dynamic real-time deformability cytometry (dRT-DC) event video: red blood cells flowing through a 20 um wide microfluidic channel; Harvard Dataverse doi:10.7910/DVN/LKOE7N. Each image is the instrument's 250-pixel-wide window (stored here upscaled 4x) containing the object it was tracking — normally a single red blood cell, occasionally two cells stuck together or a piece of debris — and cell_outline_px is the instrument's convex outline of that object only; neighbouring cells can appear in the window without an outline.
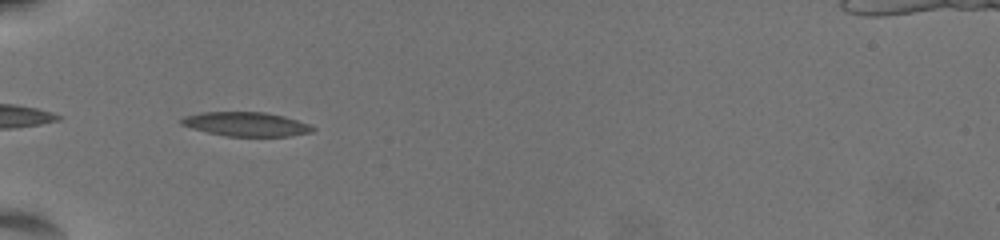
{"species": "common noctule bat (a hibernating species)", "species_latin": "Nyctalus noctula", "temperature_condition": "warm", "stored_images_in_passage": 39, "camera_frame_rate_fps": 3000, "um_per_image_px": 0.085, "animal": {"sex": "female", "body_mass_g": 19.5, "forearm_length_mm": 54.1}, "frame": {"image": 1, "passage_image": 1, "time_ms": 0.0, "image_size_px": [1000, 240], "cell_outline_px": [[316, 128], [312, 132], [288, 136], [224, 136], [192, 128], [180, 124], [180, 120], [184, 116], [200, 112], [264, 112], [284, 116], [308, 124]], "centroid_in_image_um": [20.9, 10.55], "position_along_channel_um": 64.1, "area_um2": 18.38}}
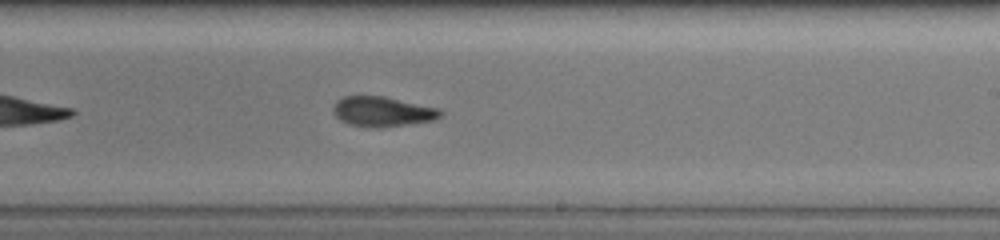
{"frame": {"image": 2, "passage_image": 18, "time_ms": 5.667, "image_size_px": [1000, 240], "cell_outline_px": [[444, 112], [440, 116], [432, 120], [408, 124], [380, 128], [372, 128], [348, 124], [340, 120], [332, 112], [332, 108], [336, 100], [344, 96], [384, 96], [440, 108]], "centroid_in_image_um": [32.48, 9.48], "position_along_channel_um": 256.5, "area_um2": 18.9}}
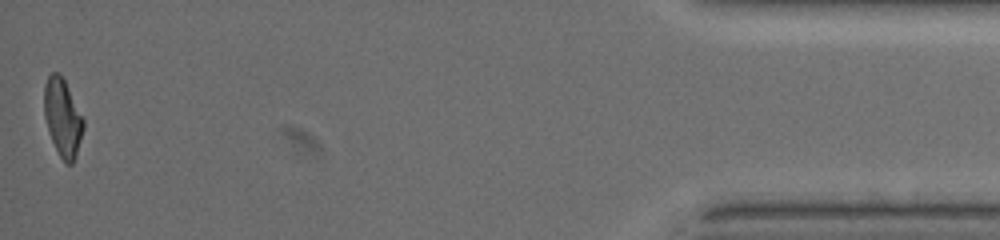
{"frame": {"image": 3, "passage_image": 39, "time_ms": 12.667, "image_size_px": [1000, 240], "cell_outline_px": [[84, 128], [76, 156], [72, 164], [64, 164], [52, 140], [44, 116], [44, 84], [48, 76], [52, 72], [60, 72], [84, 120]], "centroid_in_image_um": [5.32, 10.0], "position_along_channel_um": 429.9, "area_um2": 17.63}, "authors_computed_cell_mechanics": {"area_um2": 18.4382, "velocity_mm_per_s": 3.567, "shape_relaxation_time_tau1_ms": 4.4773, "shape_relaxation_time_tau2_ms": 3.6629, "deformation_change_tau1": 0.1672, "deformation_change_tau2": 0.1158}}